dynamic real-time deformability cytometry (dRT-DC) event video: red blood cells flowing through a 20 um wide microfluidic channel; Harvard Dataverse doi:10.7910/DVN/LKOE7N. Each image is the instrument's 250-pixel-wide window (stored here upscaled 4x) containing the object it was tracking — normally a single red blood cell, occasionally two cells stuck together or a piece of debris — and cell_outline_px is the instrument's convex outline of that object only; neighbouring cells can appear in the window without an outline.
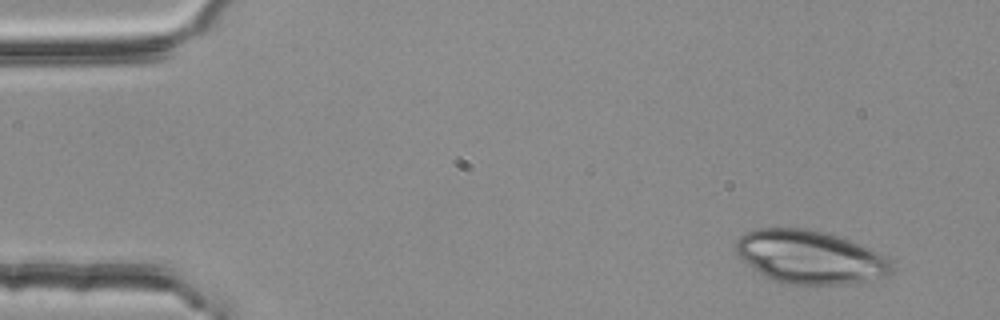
{"species": "common noctule bat (a hibernating species)", "species_latin": "Nyctalus noctula", "temperature_condition": "room temperature", "stored_images_in_passage": 6, "camera_frame_rate_fps": 3000, "um_per_image_px": 0.085, "animal": {"sex": "female", "body_mass_g": 25.1}, "frame": {"image": 1, "passage_image": 1, "time_ms": 0.0, "image_size_px": [1000, 320], "cell_outline_px": [[892, 272], [888, 276], [844, 284], [788, 284], [764, 276], [752, 268], [736, 252], [736, 240], [740, 236], [756, 228], [808, 228], [828, 232], [840, 236], [860, 244], [884, 256], [888, 260], [892, 268]], "centroid_in_image_um": [68.83, 21.83], "position_along_channel_um": 16.2, "area_um2": 48.03}}